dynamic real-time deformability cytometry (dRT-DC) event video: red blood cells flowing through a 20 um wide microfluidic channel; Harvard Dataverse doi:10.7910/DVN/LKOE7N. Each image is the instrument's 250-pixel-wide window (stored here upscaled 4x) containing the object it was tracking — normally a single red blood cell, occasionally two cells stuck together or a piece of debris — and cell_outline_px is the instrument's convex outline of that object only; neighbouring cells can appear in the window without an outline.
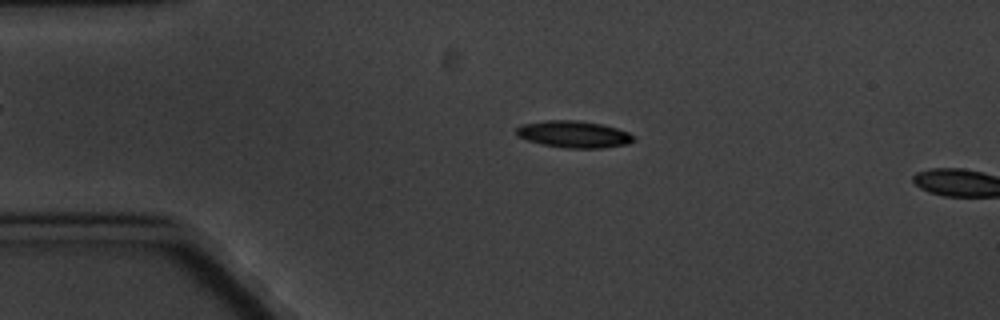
{"species": "common noctule bat (a hibernating species)", "species_latin": "Nyctalus noctula", "temperature_condition": "cold", "stored_images_in_passage": 4, "camera_frame_rate_fps": 3000, "um_per_image_px": 0.085, "animal": {"sex": "male", "body_mass_g": 20.1, "forearm_length_mm": 53.5}, "frame": {"image": 1, "passage_image": 3, "time_ms": 2.333, "image_size_px": [1000, 320], "cell_outline_px": [[636, 140], [628, 144], [600, 148], [564, 148], [544, 144], [528, 140], [516, 136], [516, 128], [520, 124], [544, 120], [580, 120], [600, 124], [616, 128], [628, 132]], "centroid_in_image_um": [48.74, 11.4], "position_along_channel_um": 36.3, "area_um2": 18.38}}